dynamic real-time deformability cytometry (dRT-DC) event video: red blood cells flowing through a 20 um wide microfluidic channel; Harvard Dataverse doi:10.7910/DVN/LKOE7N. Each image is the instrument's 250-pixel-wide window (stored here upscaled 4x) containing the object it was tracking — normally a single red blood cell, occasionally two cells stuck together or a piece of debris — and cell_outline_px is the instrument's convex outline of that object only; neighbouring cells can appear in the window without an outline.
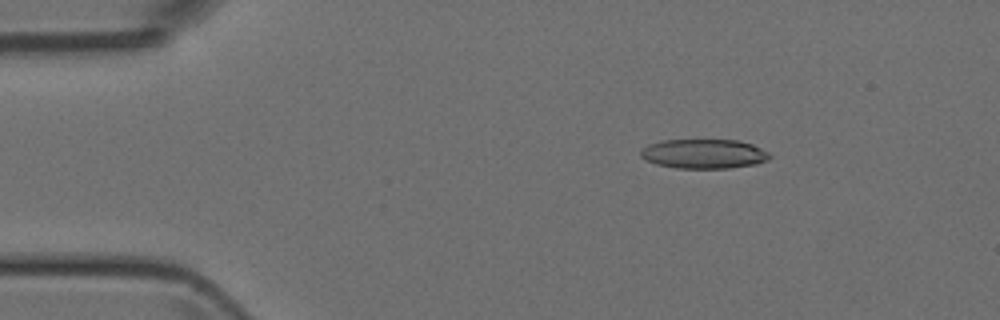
{"species": "Egyptian fruit bat (a non-hibernating species)", "species_latin": "Rousettus aegyptiacus", "temperature_condition": "room temperature", "stored_images_in_passage": 47, "camera_frame_rate_fps": 3000, "um_per_image_px": 0.085, "animal": {"sex": "female"}, "frame": {"image": 1, "passage_image": 7, "time_ms": 2.0, "image_size_px": [1000, 320], "cell_outline_px": [[772, 156], [768, 160], [756, 164], [728, 168], [676, 168], [656, 164], [640, 156], [640, 152], [648, 144], [664, 140], [740, 140], [752, 144], [768, 152]], "centroid_in_image_um": [59.85, 13.07], "position_along_channel_um": 25.1, "area_um2": 22.08}}
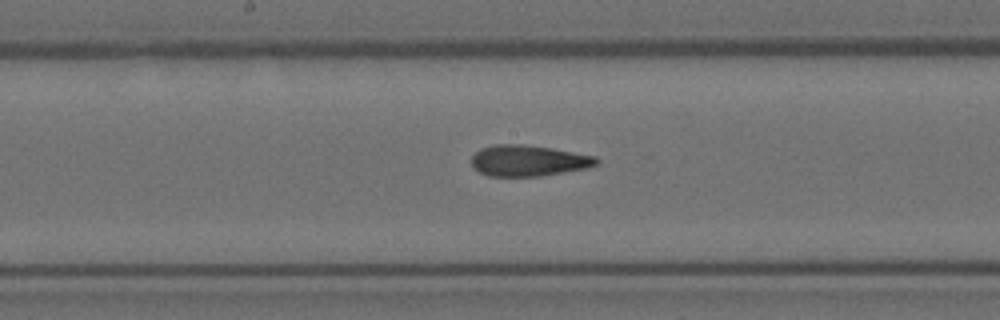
{"frame": {"image": 2, "passage_image": 24, "time_ms": 7.667, "image_size_px": [1000, 320], "cell_outline_px": [[600, 164], [588, 168], [540, 176], [488, 176], [472, 168], [472, 156], [480, 148], [496, 144], [524, 144], [552, 148], [596, 156], [600, 160]], "centroid_in_image_um": [44.94, 13.65], "position_along_channel_um": 203.3, "area_um2": 22.83}}
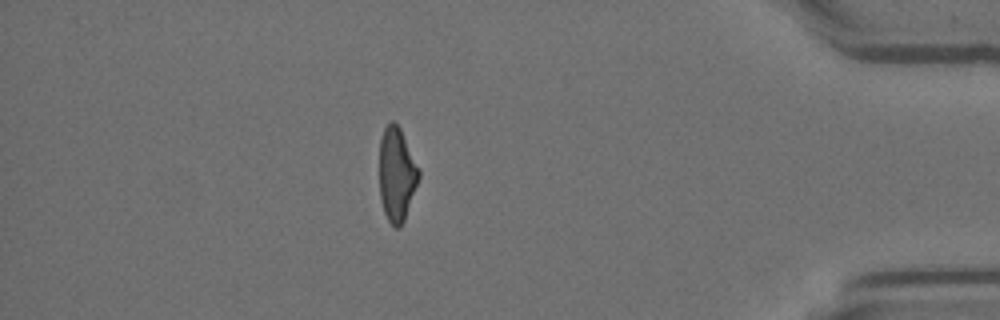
{"frame": {"image": 3, "passage_image": 41, "time_ms": 13.333, "image_size_px": [1000, 320], "cell_outline_px": [[420, 176], [404, 220], [400, 228], [396, 228], [388, 220], [384, 212], [380, 200], [380, 140], [384, 128], [392, 120], [400, 128], [420, 168]], "centroid_in_image_um": [33.73, 14.82], "position_along_channel_um": 401.5, "area_um2": 21.5}}